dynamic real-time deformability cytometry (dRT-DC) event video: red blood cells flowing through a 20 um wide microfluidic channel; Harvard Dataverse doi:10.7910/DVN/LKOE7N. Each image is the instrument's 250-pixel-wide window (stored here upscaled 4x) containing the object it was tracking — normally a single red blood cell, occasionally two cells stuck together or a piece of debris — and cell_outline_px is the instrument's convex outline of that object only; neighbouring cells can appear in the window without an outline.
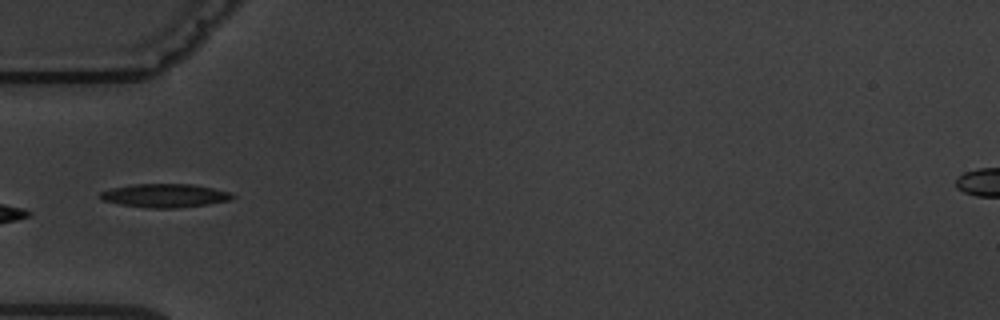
{"species": "common noctule bat (a hibernating species)", "species_latin": "Nyctalus noctula", "temperature_condition": "warm", "stored_images_in_passage": 7, "camera_frame_rate_fps": 3000, "um_per_image_px": 0.085, "animal": {"sex": "male", "body_mass_g": 19.5, "forearm_length_mm": 54.6}, "frame": {"image": 1, "passage_image": 5, "time_ms": 4.667, "image_size_px": [1000, 320], "cell_outline_px": [[236, 196], [228, 200], [208, 204], [176, 208], [152, 208], [120, 204], [104, 200], [100, 196], [100, 192], [112, 188], [132, 184], [192, 184], [232, 192]], "centroid_in_image_um": [14.04, 16.62], "position_along_channel_um": 71.0, "area_um2": 17.98}}
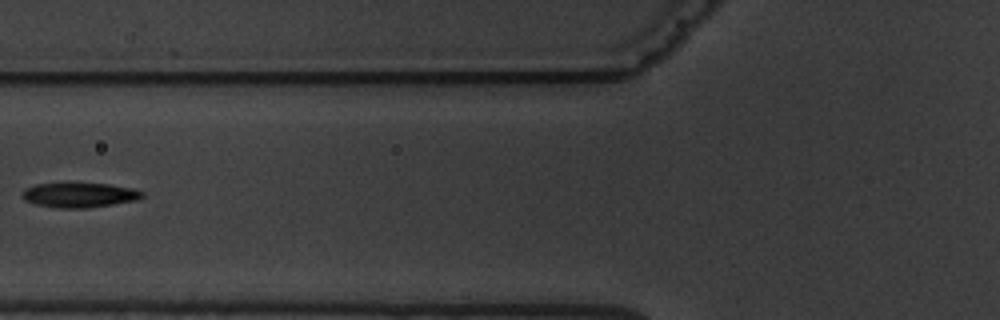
{"frame": {"image": 2, "passage_image": 6, "time_ms": 6.0, "image_size_px": [1000, 320], "cell_outline_px": [[144, 196], [136, 200], [88, 208], [56, 208], [36, 204], [24, 200], [24, 188], [36, 184], [64, 180], [108, 184], [132, 188], [144, 192]], "centroid_in_image_um": [6.72, 16.53], "position_along_channel_um": 119.1, "area_um2": 18.03}}
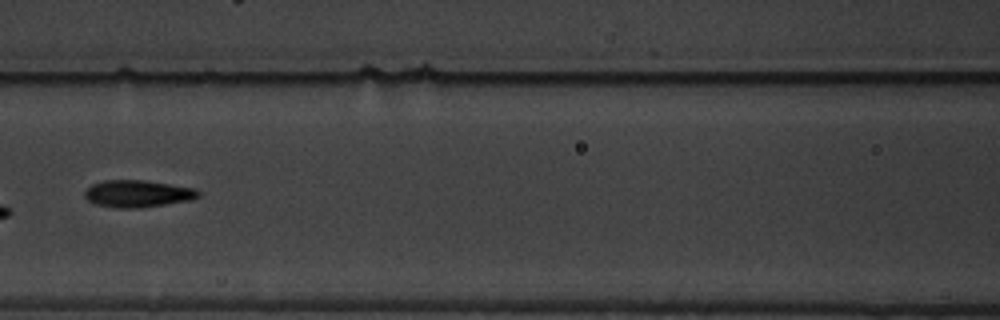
{"frame": {"image": 3, "passage_image": 7, "time_ms": 7.0, "image_size_px": [1000, 320], "cell_outline_px": [[200, 196], [192, 200], [140, 208], [116, 208], [96, 204], [88, 200], [84, 196], [84, 192], [92, 184], [104, 180], [144, 180], [196, 188], [200, 192]], "centroid_in_image_um": [11.72, 16.46], "position_along_channel_um": 154.9, "area_um2": 18.03}}